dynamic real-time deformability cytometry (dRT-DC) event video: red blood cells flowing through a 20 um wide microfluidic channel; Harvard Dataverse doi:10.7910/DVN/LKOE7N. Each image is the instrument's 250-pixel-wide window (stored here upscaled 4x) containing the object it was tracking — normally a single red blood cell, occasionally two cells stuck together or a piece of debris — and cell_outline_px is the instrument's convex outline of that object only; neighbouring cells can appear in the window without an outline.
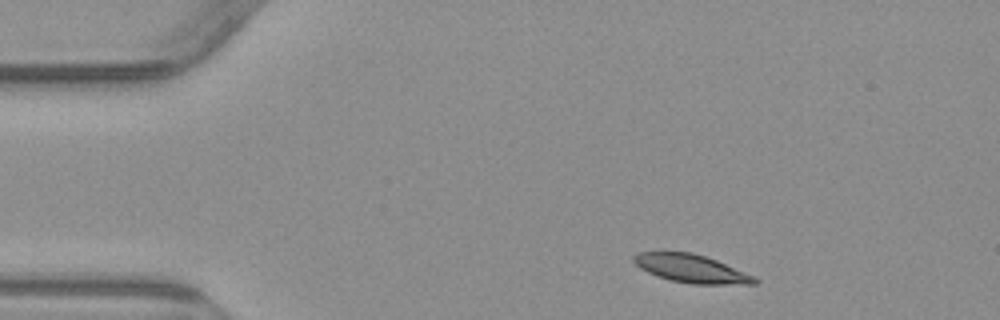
{"species": "common noctule bat (a hibernating species)", "species_latin": "Nyctalus noctula", "temperature_condition": "warm", "stored_images_in_passage": 3, "camera_frame_rate_fps": 3000, "um_per_image_px": 0.085, "animal": {"sex": "male", "body_mass_g": 23.1, "forearm_length_mm": 52.7}, "frame": {"image": 1, "passage_image": 1, "time_ms": 0.0, "image_size_px": [1000, 320], "cell_outline_px": [[760, 280], [756, 284], [692, 284], [672, 280], [648, 272], [640, 268], [632, 260], [632, 256], [636, 252], [692, 252], [716, 260], [752, 276]], "centroid_in_image_um": [58.73, 22.82], "position_along_channel_um": 26.3, "area_um2": 19.48}}